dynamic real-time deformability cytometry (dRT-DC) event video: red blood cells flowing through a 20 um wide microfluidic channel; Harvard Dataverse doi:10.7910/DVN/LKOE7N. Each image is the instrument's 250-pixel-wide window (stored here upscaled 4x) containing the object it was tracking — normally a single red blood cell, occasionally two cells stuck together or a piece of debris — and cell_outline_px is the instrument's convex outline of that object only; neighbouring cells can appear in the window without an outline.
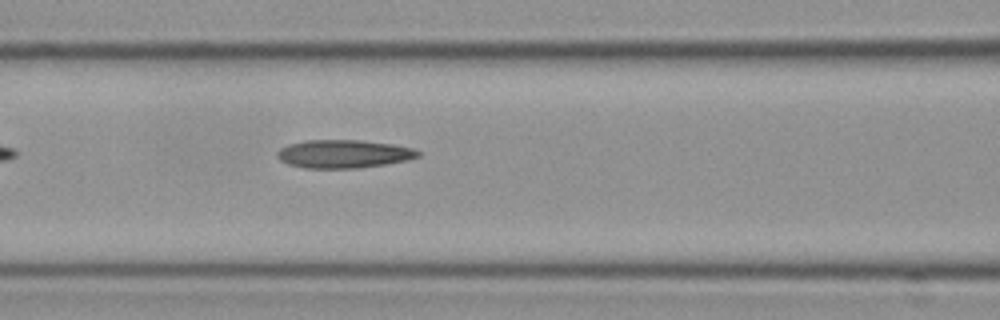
{"species": "Egyptian fruit bat (a non-hibernating species)", "species_latin": "Rousettus aegyptiacus", "temperature_condition": "cold", "stored_images_in_passage": 5, "segment_of_instrument_passage": [1, 2], "camera_frame_rate_fps": 3000, "um_per_image_px": 0.085, "frame": {"image": 1, "passage_image": 4, "time_ms": 1.0, "image_size_px": [1000, 320], "cell_outline_px": [[420, 156], [408, 160], [384, 164], [356, 168], [304, 168], [288, 164], [280, 160], [276, 156], [276, 152], [280, 148], [288, 144], [304, 140], [360, 140], [392, 144], [412, 148], [420, 152]], "centroid_in_image_um": [29.17, 13.08], "position_along_channel_um": 137.4, "area_um2": 23.18}}